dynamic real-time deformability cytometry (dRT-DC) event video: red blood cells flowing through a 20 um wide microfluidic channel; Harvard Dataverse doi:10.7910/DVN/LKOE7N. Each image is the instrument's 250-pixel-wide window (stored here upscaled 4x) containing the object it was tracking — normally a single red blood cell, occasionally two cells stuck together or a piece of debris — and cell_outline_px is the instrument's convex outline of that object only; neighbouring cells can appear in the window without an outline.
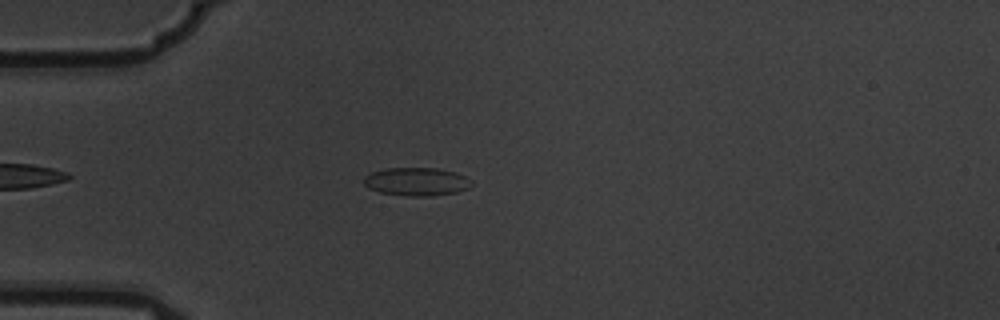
{"species": "common noctule bat (a hibernating species)", "species_latin": "Nyctalus noctula", "temperature_condition": "warm", "stored_images_in_passage": 6, "camera_frame_rate_fps": 3000, "um_per_image_px": 0.085, "animal": {"sex": "male", "body_mass_g": 19.5, "forearm_length_mm": 54.6}, "frame": {"image": 1, "passage_image": 5, "time_ms": 1.333, "image_size_px": [1000, 320], "cell_outline_px": [[472, 184], [468, 188], [456, 192], [432, 196], [412, 196], [380, 192], [368, 188], [364, 184], [364, 176], [372, 172], [384, 168], [436, 168], [456, 172], [472, 180]], "centroid_in_image_um": [35.41, 15.43], "position_along_channel_um": 49.6, "area_um2": 17.69}}